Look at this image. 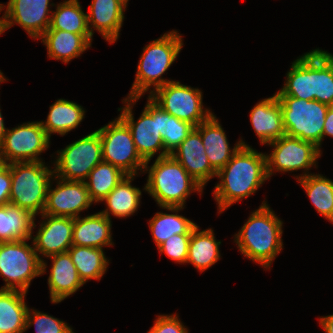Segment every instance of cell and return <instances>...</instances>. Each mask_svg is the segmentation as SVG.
<instances>
[{"instance_id":"obj_1","label":"cell","mask_w":333,"mask_h":333,"mask_svg":"<svg viewBox=\"0 0 333 333\" xmlns=\"http://www.w3.org/2000/svg\"><path fill=\"white\" fill-rule=\"evenodd\" d=\"M220 179L213 195L221 214L232 204L248 198L268 180L266 154L241 146L216 175Z\"/></svg>"},{"instance_id":"obj_2","label":"cell","mask_w":333,"mask_h":333,"mask_svg":"<svg viewBox=\"0 0 333 333\" xmlns=\"http://www.w3.org/2000/svg\"><path fill=\"white\" fill-rule=\"evenodd\" d=\"M283 222L263 201L234 236L238 250L249 260L269 269L283 249Z\"/></svg>"},{"instance_id":"obj_3","label":"cell","mask_w":333,"mask_h":333,"mask_svg":"<svg viewBox=\"0 0 333 333\" xmlns=\"http://www.w3.org/2000/svg\"><path fill=\"white\" fill-rule=\"evenodd\" d=\"M146 161L143 173L148 171L144 190L155 199L159 207H184L186 199L192 193L203 189L170 154L157 157L152 166Z\"/></svg>"},{"instance_id":"obj_4","label":"cell","mask_w":333,"mask_h":333,"mask_svg":"<svg viewBox=\"0 0 333 333\" xmlns=\"http://www.w3.org/2000/svg\"><path fill=\"white\" fill-rule=\"evenodd\" d=\"M183 47L182 36L178 31L164 33L143 48L138 62L136 78L128 97H137L145 94L151 86L150 94L157 88L173 80L162 78V75L174 63Z\"/></svg>"},{"instance_id":"obj_5","label":"cell","mask_w":333,"mask_h":333,"mask_svg":"<svg viewBox=\"0 0 333 333\" xmlns=\"http://www.w3.org/2000/svg\"><path fill=\"white\" fill-rule=\"evenodd\" d=\"M45 164L42 161L10 163L12 184L9 204L25 209L35 217L43 213L47 191L51 179H54L53 169Z\"/></svg>"},{"instance_id":"obj_6","label":"cell","mask_w":333,"mask_h":333,"mask_svg":"<svg viewBox=\"0 0 333 333\" xmlns=\"http://www.w3.org/2000/svg\"><path fill=\"white\" fill-rule=\"evenodd\" d=\"M286 135L297 137L321 147L327 110L330 106L317 100L277 96Z\"/></svg>"},{"instance_id":"obj_7","label":"cell","mask_w":333,"mask_h":333,"mask_svg":"<svg viewBox=\"0 0 333 333\" xmlns=\"http://www.w3.org/2000/svg\"><path fill=\"white\" fill-rule=\"evenodd\" d=\"M27 240L0 242V289L28 292L31 281L42 275V260Z\"/></svg>"},{"instance_id":"obj_8","label":"cell","mask_w":333,"mask_h":333,"mask_svg":"<svg viewBox=\"0 0 333 333\" xmlns=\"http://www.w3.org/2000/svg\"><path fill=\"white\" fill-rule=\"evenodd\" d=\"M137 97H126L123 101L124 107L119 108L121 111L119 117L129 127L134 144L140 156L145 160H151L153 156L161 150L157 157L170 155L164 147L162 136L158 126V104L149 96L144 111L137 121H134L132 107L140 99Z\"/></svg>"},{"instance_id":"obj_9","label":"cell","mask_w":333,"mask_h":333,"mask_svg":"<svg viewBox=\"0 0 333 333\" xmlns=\"http://www.w3.org/2000/svg\"><path fill=\"white\" fill-rule=\"evenodd\" d=\"M97 131L104 162L118 167L127 175H137L138 170L144 171L146 161L138 153L131 131L120 117Z\"/></svg>"},{"instance_id":"obj_10","label":"cell","mask_w":333,"mask_h":333,"mask_svg":"<svg viewBox=\"0 0 333 333\" xmlns=\"http://www.w3.org/2000/svg\"><path fill=\"white\" fill-rule=\"evenodd\" d=\"M54 176L68 181H85L102 159V143L96 130L57 151Z\"/></svg>"},{"instance_id":"obj_11","label":"cell","mask_w":333,"mask_h":333,"mask_svg":"<svg viewBox=\"0 0 333 333\" xmlns=\"http://www.w3.org/2000/svg\"><path fill=\"white\" fill-rule=\"evenodd\" d=\"M149 97L167 113L195 127L213 114L209 109H203L202 91L179 81L157 88Z\"/></svg>"},{"instance_id":"obj_12","label":"cell","mask_w":333,"mask_h":333,"mask_svg":"<svg viewBox=\"0 0 333 333\" xmlns=\"http://www.w3.org/2000/svg\"><path fill=\"white\" fill-rule=\"evenodd\" d=\"M268 145L274 148L271 154H266L268 179L274 174V170L293 172L300 169H304L303 175L300 174L295 178L297 180L304 178L309 175L308 170L313 166L316 168L317 160L321 156V149L314 143L286 134Z\"/></svg>"},{"instance_id":"obj_13","label":"cell","mask_w":333,"mask_h":333,"mask_svg":"<svg viewBox=\"0 0 333 333\" xmlns=\"http://www.w3.org/2000/svg\"><path fill=\"white\" fill-rule=\"evenodd\" d=\"M50 138L40 121L27 122L11 130L7 129L1 143L6 164L14 162H41L39 155L47 150Z\"/></svg>"},{"instance_id":"obj_14","label":"cell","mask_w":333,"mask_h":333,"mask_svg":"<svg viewBox=\"0 0 333 333\" xmlns=\"http://www.w3.org/2000/svg\"><path fill=\"white\" fill-rule=\"evenodd\" d=\"M50 0H9L3 15L4 31L18 24L33 39H39L51 22Z\"/></svg>"},{"instance_id":"obj_15","label":"cell","mask_w":333,"mask_h":333,"mask_svg":"<svg viewBox=\"0 0 333 333\" xmlns=\"http://www.w3.org/2000/svg\"><path fill=\"white\" fill-rule=\"evenodd\" d=\"M54 179L57 185L52 189L50 182L42 214L76 218L93 204L84 181H68L56 176Z\"/></svg>"},{"instance_id":"obj_16","label":"cell","mask_w":333,"mask_h":333,"mask_svg":"<svg viewBox=\"0 0 333 333\" xmlns=\"http://www.w3.org/2000/svg\"><path fill=\"white\" fill-rule=\"evenodd\" d=\"M43 221L38 232L31 237L35 251L42 260V274L47 263L42 257L67 252L72 246L73 218L41 214ZM40 254L42 257H40Z\"/></svg>"},{"instance_id":"obj_17","label":"cell","mask_w":333,"mask_h":333,"mask_svg":"<svg viewBox=\"0 0 333 333\" xmlns=\"http://www.w3.org/2000/svg\"><path fill=\"white\" fill-rule=\"evenodd\" d=\"M171 155L202 188L217 175L208 161L201 135L195 128Z\"/></svg>"},{"instance_id":"obj_18","label":"cell","mask_w":333,"mask_h":333,"mask_svg":"<svg viewBox=\"0 0 333 333\" xmlns=\"http://www.w3.org/2000/svg\"><path fill=\"white\" fill-rule=\"evenodd\" d=\"M129 0H92L87 14L88 28L93 36L97 30L109 43L117 41Z\"/></svg>"},{"instance_id":"obj_19","label":"cell","mask_w":333,"mask_h":333,"mask_svg":"<svg viewBox=\"0 0 333 333\" xmlns=\"http://www.w3.org/2000/svg\"><path fill=\"white\" fill-rule=\"evenodd\" d=\"M195 129L201 135L208 161L216 172L230 161L241 146L249 147L248 144L240 139L231 149L225 131L214 114L200 123Z\"/></svg>"},{"instance_id":"obj_20","label":"cell","mask_w":333,"mask_h":333,"mask_svg":"<svg viewBox=\"0 0 333 333\" xmlns=\"http://www.w3.org/2000/svg\"><path fill=\"white\" fill-rule=\"evenodd\" d=\"M52 267L48 277L51 302H62L73 295L84 283L79 278L77 269L68 252L51 255Z\"/></svg>"},{"instance_id":"obj_21","label":"cell","mask_w":333,"mask_h":333,"mask_svg":"<svg viewBox=\"0 0 333 333\" xmlns=\"http://www.w3.org/2000/svg\"><path fill=\"white\" fill-rule=\"evenodd\" d=\"M250 121L261 144L284 136L282 111L276 93L259 101L250 111Z\"/></svg>"},{"instance_id":"obj_22","label":"cell","mask_w":333,"mask_h":333,"mask_svg":"<svg viewBox=\"0 0 333 333\" xmlns=\"http://www.w3.org/2000/svg\"><path fill=\"white\" fill-rule=\"evenodd\" d=\"M111 219L101 212L73 218L72 245L100 248L113 245Z\"/></svg>"},{"instance_id":"obj_23","label":"cell","mask_w":333,"mask_h":333,"mask_svg":"<svg viewBox=\"0 0 333 333\" xmlns=\"http://www.w3.org/2000/svg\"><path fill=\"white\" fill-rule=\"evenodd\" d=\"M286 81L276 95L314 100V50L298 57L286 73Z\"/></svg>"},{"instance_id":"obj_24","label":"cell","mask_w":333,"mask_h":333,"mask_svg":"<svg viewBox=\"0 0 333 333\" xmlns=\"http://www.w3.org/2000/svg\"><path fill=\"white\" fill-rule=\"evenodd\" d=\"M92 35H80L58 29H47L39 38L50 59L68 63L91 47Z\"/></svg>"},{"instance_id":"obj_25","label":"cell","mask_w":333,"mask_h":333,"mask_svg":"<svg viewBox=\"0 0 333 333\" xmlns=\"http://www.w3.org/2000/svg\"><path fill=\"white\" fill-rule=\"evenodd\" d=\"M26 292L0 289V333L26 331Z\"/></svg>"},{"instance_id":"obj_26","label":"cell","mask_w":333,"mask_h":333,"mask_svg":"<svg viewBox=\"0 0 333 333\" xmlns=\"http://www.w3.org/2000/svg\"><path fill=\"white\" fill-rule=\"evenodd\" d=\"M135 175L125 176L117 186L102 200L106 203V209L101 211L103 215L111 219L110 215L127 218L133 215L140 206L142 192L131 183Z\"/></svg>"},{"instance_id":"obj_27","label":"cell","mask_w":333,"mask_h":333,"mask_svg":"<svg viewBox=\"0 0 333 333\" xmlns=\"http://www.w3.org/2000/svg\"><path fill=\"white\" fill-rule=\"evenodd\" d=\"M35 218L18 206H0V242L30 240L36 227Z\"/></svg>"},{"instance_id":"obj_28","label":"cell","mask_w":333,"mask_h":333,"mask_svg":"<svg viewBox=\"0 0 333 333\" xmlns=\"http://www.w3.org/2000/svg\"><path fill=\"white\" fill-rule=\"evenodd\" d=\"M212 228L199 231L196 225L192 231L188 246L187 262L203 272L220 260L219 246Z\"/></svg>"},{"instance_id":"obj_29","label":"cell","mask_w":333,"mask_h":333,"mask_svg":"<svg viewBox=\"0 0 333 333\" xmlns=\"http://www.w3.org/2000/svg\"><path fill=\"white\" fill-rule=\"evenodd\" d=\"M49 110L46 121H40L49 138L53 133L63 136L77 128L86 112L82 106L65 99L56 100Z\"/></svg>"},{"instance_id":"obj_30","label":"cell","mask_w":333,"mask_h":333,"mask_svg":"<svg viewBox=\"0 0 333 333\" xmlns=\"http://www.w3.org/2000/svg\"><path fill=\"white\" fill-rule=\"evenodd\" d=\"M166 211L175 212V214L157 212L149 220V228L152 233L157 248L172 235L175 234H192L194 227L197 225L190 219L178 214V211L184 207H160Z\"/></svg>"},{"instance_id":"obj_31","label":"cell","mask_w":333,"mask_h":333,"mask_svg":"<svg viewBox=\"0 0 333 333\" xmlns=\"http://www.w3.org/2000/svg\"><path fill=\"white\" fill-rule=\"evenodd\" d=\"M67 252L84 284L89 279H102L109 265L103 249L72 245Z\"/></svg>"},{"instance_id":"obj_32","label":"cell","mask_w":333,"mask_h":333,"mask_svg":"<svg viewBox=\"0 0 333 333\" xmlns=\"http://www.w3.org/2000/svg\"><path fill=\"white\" fill-rule=\"evenodd\" d=\"M48 29H58L80 35H91L88 28L87 14L78 0H65L52 12Z\"/></svg>"},{"instance_id":"obj_33","label":"cell","mask_w":333,"mask_h":333,"mask_svg":"<svg viewBox=\"0 0 333 333\" xmlns=\"http://www.w3.org/2000/svg\"><path fill=\"white\" fill-rule=\"evenodd\" d=\"M313 206L333 224V181L320 174H309L298 179Z\"/></svg>"},{"instance_id":"obj_34","label":"cell","mask_w":333,"mask_h":333,"mask_svg":"<svg viewBox=\"0 0 333 333\" xmlns=\"http://www.w3.org/2000/svg\"><path fill=\"white\" fill-rule=\"evenodd\" d=\"M125 176L127 174L110 163H98L84 181L91 200L94 203L102 202Z\"/></svg>"},{"instance_id":"obj_35","label":"cell","mask_w":333,"mask_h":333,"mask_svg":"<svg viewBox=\"0 0 333 333\" xmlns=\"http://www.w3.org/2000/svg\"><path fill=\"white\" fill-rule=\"evenodd\" d=\"M314 100L333 106V54L314 49Z\"/></svg>"},{"instance_id":"obj_36","label":"cell","mask_w":333,"mask_h":333,"mask_svg":"<svg viewBox=\"0 0 333 333\" xmlns=\"http://www.w3.org/2000/svg\"><path fill=\"white\" fill-rule=\"evenodd\" d=\"M158 126L165 150L171 154L195 128L187 121L179 120L158 105Z\"/></svg>"},{"instance_id":"obj_37","label":"cell","mask_w":333,"mask_h":333,"mask_svg":"<svg viewBox=\"0 0 333 333\" xmlns=\"http://www.w3.org/2000/svg\"><path fill=\"white\" fill-rule=\"evenodd\" d=\"M32 325H35L36 333H74L72 327L63 320L28 308L26 330Z\"/></svg>"},{"instance_id":"obj_38","label":"cell","mask_w":333,"mask_h":333,"mask_svg":"<svg viewBox=\"0 0 333 333\" xmlns=\"http://www.w3.org/2000/svg\"><path fill=\"white\" fill-rule=\"evenodd\" d=\"M191 234H175L165 240L159 247L160 254L164 253L171 260L177 263H186L188 246Z\"/></svg>"},{"instance_id":"obj_39","label":"cell","mask_w":333,"mask_h":333,"mask_svg":"<svg viewBox=\"0 0 333 333\" xmlns=\"http://www.w3.org/2000/svg\"><path fill=\"white\" fill-rule=\"evenodd\" d=\"M147 333H189L178 315H158Z\"/></svg>"},{"instance_id":"obj_40","label":"cell","mask_w":333,"mask_h":333,"mask_svg":"<svg viewBox=\"0 0 333 333\" xmlns=\"http://www.w3.org/2000/svg\"><path fill=\"white\" fill-rule=\"evenodd\" d=\"M11 170L10 164H4L0 167V206L9 204L11 193Z\"/></svg>"},{"instance_id":"obj_41","label":"cell","mask_w":333,"mask_h":333,"mask_svg":"<svg viewBox=\"0 0 333 333\" xmlns=\"http://www.w3.org/2000/svg\"><path fill=\"white\" fill-rule=\"evenodd\" d=\"M326 136L333 137V106H330L327 110L324 129H323V139Z\"/></svg>"},{"instance_id":"obj_42","label":"cell","mask_w":333,"mask_h":333,"mask_svg":"<svg viewBox=\"0 0 333 333\" xmlns=\"http://www.w3.org/2000/svg\"><path fill=\"white\" fill-rule=\"evenodd\" d=\"M319 323L326 333H333V314L318 318Z\"/></svg>"},{"instance_id":"obj_43","label":"cell","mask_w":333,"mask_h":333,"mask_svg":"<svg viewBox=\"0 0 333 333\" xmlns=\"http://www.w3.org/2000/svg\"><path fill=\"white\" fill-rule=\"evenodd\" d=\"M6 132H7V129L5 128L4 119H3L1 109H0V145L3 142L4 135L6 134Z\"/></svg>"},{"instance_id":"obj_44","label":"cell","mask_w":333,"mask_h":333,"mask_svg":"<svg viewBox=\"0 0 333 333\" xmlns=\"http://www.w3.org/2000/svg\"><path fill=\"white\" fill-rule=\"evenodd\" d=\"M5 164L3 156H2V150H1V145H0V167Z\"/></svg>"},{"instance_id":"obj_45","label":"cell","mask_w":333,"mask_h":333,"mask_svg":"<svg viewBox=\"0 0 333 333\" xmlns=\"http://www.w3.org/2000/svg\"><path fill=\"white\" fill-rule=\"evenodd\" d=\"M5 81H6V78H5V76H3V72H1V70H0V83L5 82Z\"/></svg>"},{"instance_id":"obj_46","label":"cell","mask_w":333,"mask_h":333,"mask_svg":"<svg viewBox=\"0 0 333 333\" xmlns=\"http://www.w3.org/2000/svg\"><path fill=\"white\" fill-rule=\"evenodd\" d=\"M2 5H3V4L0 3V13H1V11L3 10V9H2ZM0 24H4V22H3V16H2L1 19H0Z\"/></svg>"},{"instance_id":"obj_47","label":"cell","mask_w":333,"mask_h":333,"mask_svg":"<svg viewBox=\"0 0 333 333\" xmlns=\"http://www.w3.org/2000/svg\"><path fill=\"white\" fill-rule=\"evenodd\" d=\"M5 32L4 31V24H0V35Z\"/></svg>"}]
</instances>
